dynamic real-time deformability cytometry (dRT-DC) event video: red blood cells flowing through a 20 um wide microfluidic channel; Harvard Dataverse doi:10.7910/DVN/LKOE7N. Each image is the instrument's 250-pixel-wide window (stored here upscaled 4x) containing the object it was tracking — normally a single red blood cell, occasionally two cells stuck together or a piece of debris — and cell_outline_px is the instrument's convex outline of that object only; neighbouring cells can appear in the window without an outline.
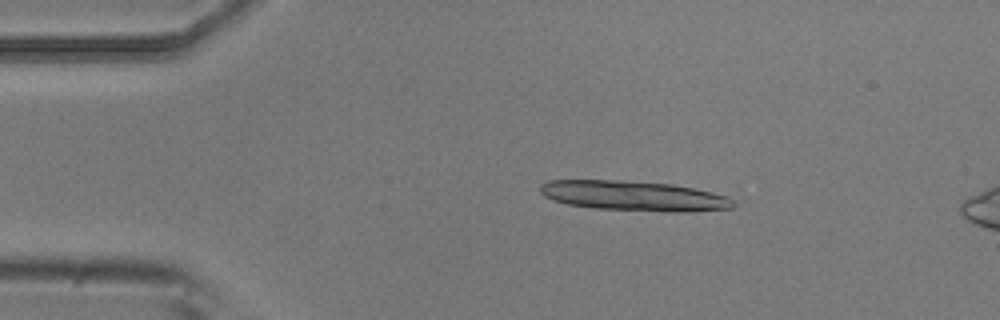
{"species": "common noctule bat (a hibernating species)", "species_latin": "Nyctalus noctula", "temperature_condition": "room temperature", "stored_images_in_passage": 5, "camera_frame_rate_fps": 3000, "um_per_image_px": 0.085, "animal": {"sex": "male", "body_mass_g": 20.5, "forearm_length_mm": 52.5}, "frame": {"image": 1, "passage_image": 3, "time_ms": 0.667, "image_size_px": [1000, 320], "cell_outline_px": [[736, 204], [732, 208], [684, 212], [676, 212], [592, 208], [568, 204], [552, 200], [544, 196], [540, 192], [540, 184], [548, 180], [624, 180], [672, 184], [712, 192], [724, 196], [732, 200]], "centroid_in_image_um": [53.83, 16.64], "position_along_channel_um": 31.2, "area_um2": 33.7}}